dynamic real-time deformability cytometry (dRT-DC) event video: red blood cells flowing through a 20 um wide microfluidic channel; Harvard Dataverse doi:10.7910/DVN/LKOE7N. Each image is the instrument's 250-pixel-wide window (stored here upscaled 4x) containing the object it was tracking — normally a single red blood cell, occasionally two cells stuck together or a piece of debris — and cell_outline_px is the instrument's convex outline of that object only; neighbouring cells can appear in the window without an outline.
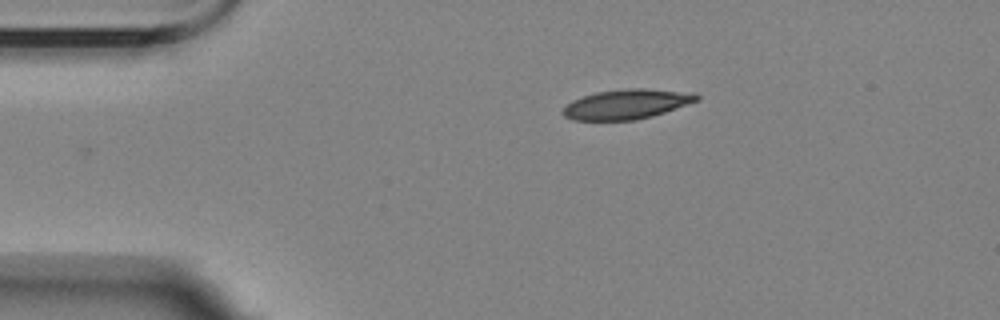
{"species": "Egyptian fruit bat (a non-hibernating species)", "species_latin": "Rousettus aegyptiacus", "temperature_condition": "room temperature", "stored_images_in_passage": 5, "camera_frame_rate_fps": 3000, "um_per_image_px": 0.085, "animal": {"sex": "female"}, "frame": {"image": 1, "passage_image": 1, "time_ms": 0.0, "image_size_px": [1000, 320], "cell_outline_px": [[700, 100], [652, 116], [636, 120], [572, 120], [564, 116], [560, 112], [572, 100], [596, 92], [628, 88], [640, 88], [696, 92], [700, 96]], "centroid_in_image_um": [53.29, 8.85], "position_along_channel_um": 31.7, "area_um2": 23.29}}
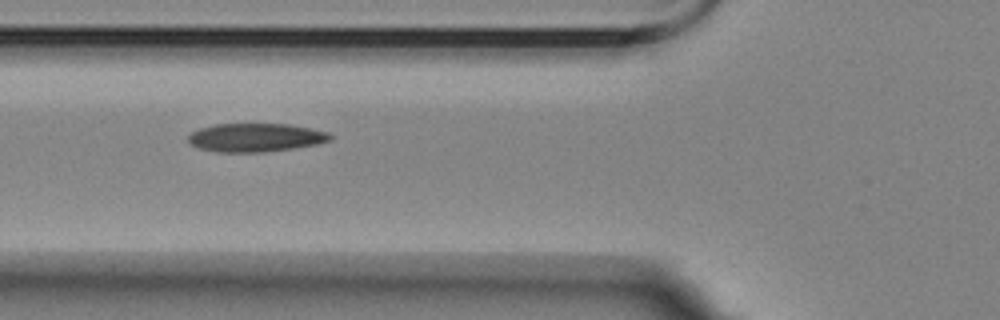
{"frame": {"image": 2, "passage_image": 4, "time_ms": 3.333, "image_size_px": [1000, 320], "cell_outline_px": [[332, 140], [316, 144], [296, 148], [264, 152], [216, 152], [200, 148], [188, 144], [188, 136], [192, 132], [200, 128], [216, 124], [288, 124], [328, 132], [332, 136]], "centroid_in_image_um": [21.71, 11.7], "position_along_channel_um": 104.1, "area_um2": 23.58}}
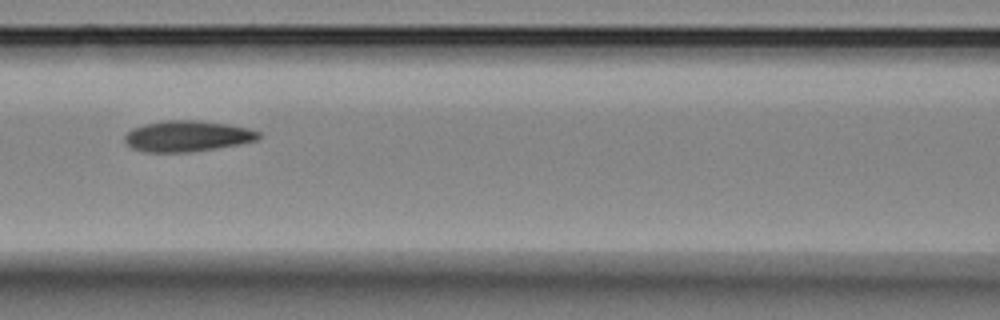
{"frame": {"image": 3, "passage_image": 5, "time_ms": 4.667, "image_size_px": [1000, 320], "cell_outline_px": [[260, 140], [240, 144], [192, 152], [144, 152], [132, 148], [124, 140], [124, 136], [132, 128], [144, 124], [164, 120], [196, 120], [228, 124], [248, 128], [260, 132]], "centroid_in_image_um": [15.93, 11.57], "position_along_channel_um": 150.7, "area_um2": 24.28}}